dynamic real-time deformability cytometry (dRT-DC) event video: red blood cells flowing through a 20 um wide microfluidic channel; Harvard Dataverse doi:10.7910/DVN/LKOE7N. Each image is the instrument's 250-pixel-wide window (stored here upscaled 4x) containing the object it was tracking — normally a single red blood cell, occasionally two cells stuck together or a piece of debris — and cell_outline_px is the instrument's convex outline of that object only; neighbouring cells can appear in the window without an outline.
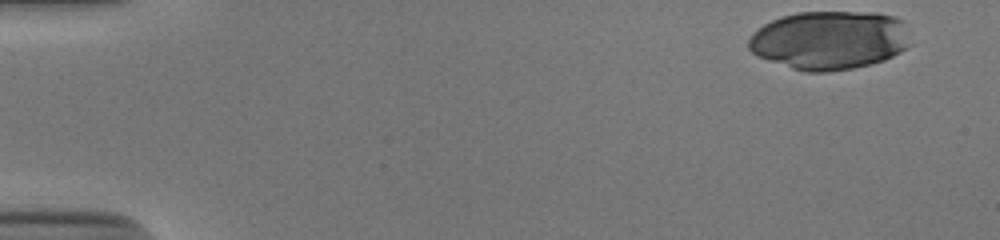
{"species": "human", "species_latin": "Homo sapiens", "temperature_condition": "cold", "stored_images_in_passage": 43, "camera_frame_rate_fps": 3000, "um_per_image_px": 0.085, "donor": {"sex": "male"}, "frame": {"image": 1, "passage_image": 1, "time_ms": 0.0, "image_size_px": [1000, 240], "cell_outline_px": [[912, 44], [900, 52], [884, 60], [852, 68], [828, 72], [804, 72], [756, 56], [748, 48], [748, 40], [764, 24], [780, 16], [796, 12], [880, 12], [896, 16], [904, 20]], "centroid_in_image_um": [70.56, 3.4], "position_along_channel_um": 14.4, "area_um2": 55.83}}